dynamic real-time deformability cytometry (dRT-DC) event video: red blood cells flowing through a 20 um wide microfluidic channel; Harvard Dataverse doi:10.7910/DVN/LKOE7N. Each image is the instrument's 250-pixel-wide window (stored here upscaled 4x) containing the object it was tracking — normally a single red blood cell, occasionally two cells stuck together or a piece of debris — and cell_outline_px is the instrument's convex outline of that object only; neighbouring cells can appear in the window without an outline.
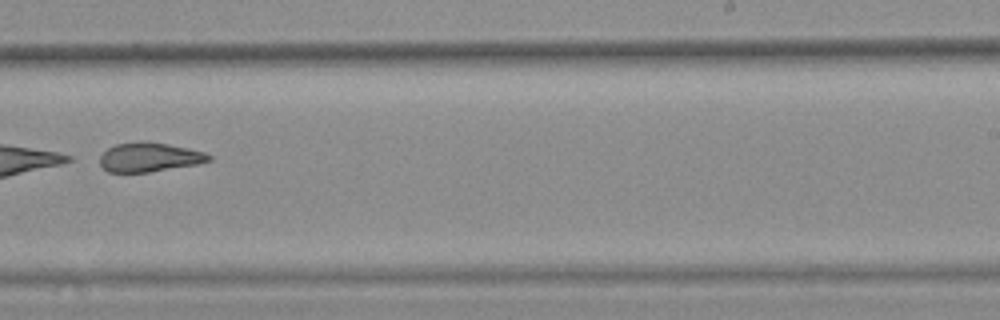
{"species": "common noctule bat (a hibernating species)", "species_latin": "Nyctalus noctula", "temperature_condition": "warm", "stored_images_in_passage": 10, "camera_frame_rate_fps": 3000, "um_per_image_px": 0.085, "animal": {"sex": "female", "body_mass_g": 25.1}, "frame": {"image": 1, "passage_image": 9, "time_ms": 2.667, "image_size_px": [1000, 320], "cell_outline_px": [[212, 160], [196, 164], [148, 172], [108, 172], [100, 164], [100, 156], [108, 148], [116, 144], [140, 140], [144, 140], [168, 144], [188, 148], [204, 152], [212, 156]], "centroid_in_image_um": [12.69, 13.34], "position_along_channel_um": 276.3, "area_um2": 18.55}}
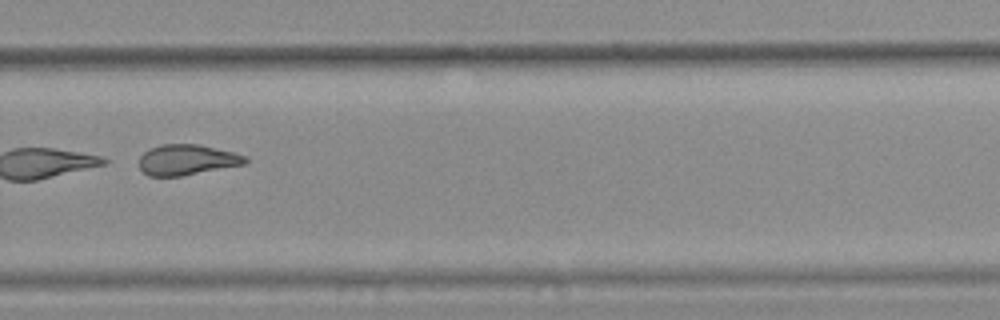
{"frame": {"image": 2, "passage_image": 10, "time_ms": 3.0, "image_size_px": [1000, 320], "cell_outline_px": [[248, 160], [244, 164], [180, 176], [148, 176], [140, 168], [140, 156], [144, 152], [160, 144], [196, 144], [232, 152], [248, 156]], "centroid_in_image_um": [15.88, 13.58], "position_along_channel_um": 313.9, "area_um2": 18.61}}